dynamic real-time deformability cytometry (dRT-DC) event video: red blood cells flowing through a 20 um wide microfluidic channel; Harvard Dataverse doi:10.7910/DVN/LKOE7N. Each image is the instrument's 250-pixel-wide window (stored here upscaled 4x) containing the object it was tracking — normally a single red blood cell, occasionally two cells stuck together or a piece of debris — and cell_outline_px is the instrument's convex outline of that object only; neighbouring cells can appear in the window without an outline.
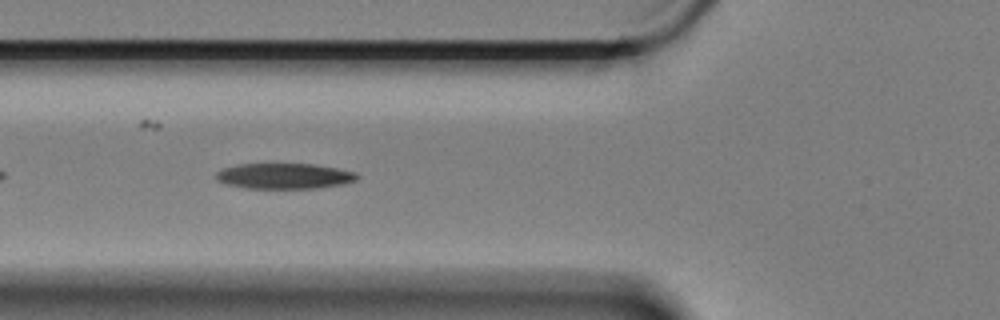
{"species": "Egyptian fruit bat (a non-hibernating species)", "species_latin": "Rousettus aegyptiacus", "temperature_condition": "cold", "stored_images_in_passage": 17, "camera_frame_rate_fps": 3000, "um_per_image_px": 0.085, "animal": {"sex": "female"}, "frame": {"image": 1, "passage_image": 6, "time_ms": 1.667, "image_size_px": [1000, 320], "cell_outline_px": [[360, 176], [356, 180], [344, 184], [316, 188], [248, 188], [228, 184], [216, 180], [216, 172], [224, 168], [240, 164], [312, 164], [336, 168], [356, 172]], "centroid_in_image_um": [24.2, 14.96], "position_along_channel_um": 101.6, "area_um2": 20.87}}
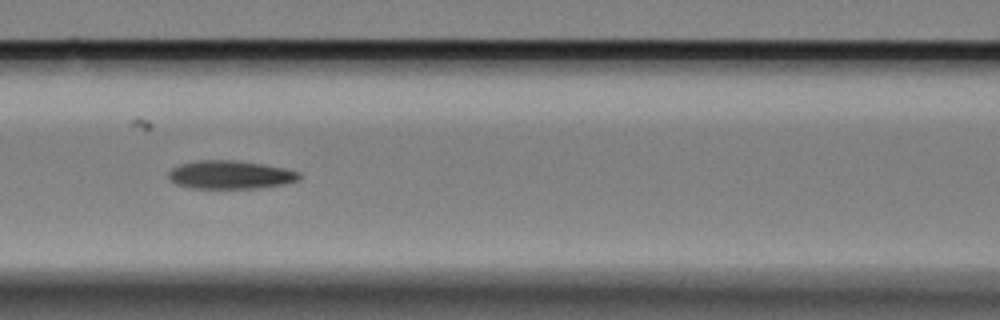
{"frame": {"image": 2, "passage_image": 10, "time_ms": 3.0, "image_size_px": [1000, 320], "cell_outline_px": [[300, 180], [284, 184], [256, 188], [192, 188], [176, 184], [168, 180], [168, 172], [172, 168], [180, 164], [196, 160], [232, 160], [260, 164], [284, 168], [300, 172]], "centroid_in_image_um": [19.54, 14.86], "position_along_channel_um": 147.1, "area_um2": 21.56}}